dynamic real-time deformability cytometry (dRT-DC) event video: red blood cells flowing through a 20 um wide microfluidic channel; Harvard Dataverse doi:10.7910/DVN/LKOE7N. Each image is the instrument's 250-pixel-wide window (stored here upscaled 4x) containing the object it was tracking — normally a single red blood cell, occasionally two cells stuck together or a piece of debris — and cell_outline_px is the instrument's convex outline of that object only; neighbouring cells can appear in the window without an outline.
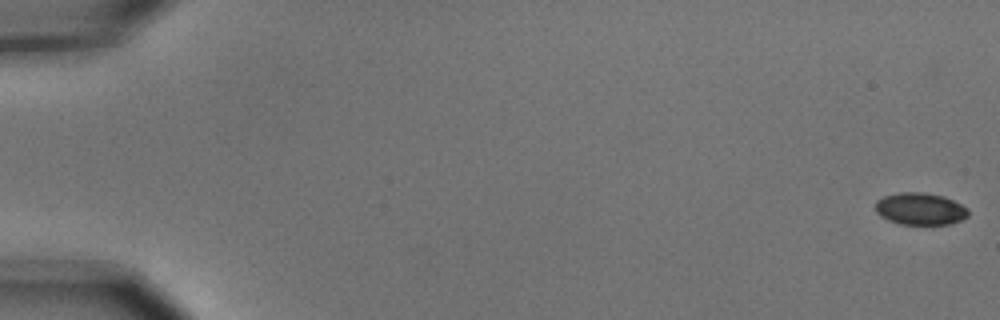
{"species": "common noctule bat (a hibernating species)", "species_latin": "Nyctalus noctula", "temperature_condition": "cold", "stored_images_in_passage": 6, "camera_frame_rate_fps": 3000, "um_per_image_px": 0.085, "animal": {"sex": "male", "body_mass_g": 15.6}, "frame": {"image": 1, "passage_image": 1, "time_ms": 0.0, "image_size_px": [1000, 320], "cell_outline_px": [[968, 216], [960, 220], [948, 224], [900, 224], [888, 220], [880, 216], [876, 212], [876, 200], [884, 196], [900, 192], [924, 192], [944, 196], [968, 208]], "centroid_in_image_um": [78.2, 17.74], "position_along_channel_um": 6.8, "area_um2": 17.34}}
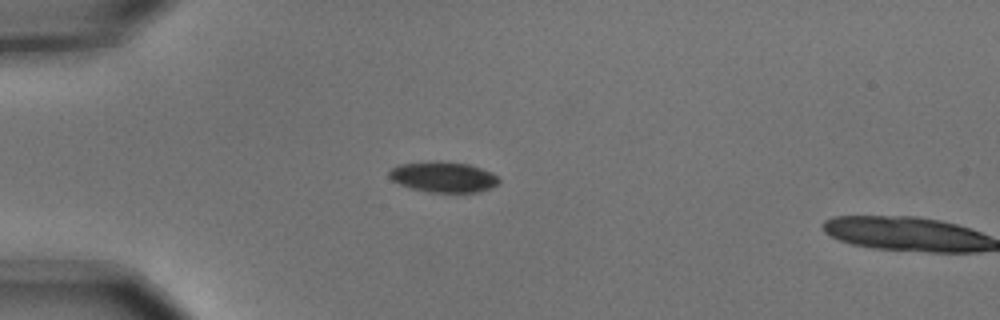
{"frame": {"image": 2, "passage_image": 5, "time_ms": 1.333, "image_size_px": [1000, 320], "cell_outline_px": [[500, 180], [492, 188], [480, 192], [428, 192], [412, 188], [400, 184], [392, 180], [388, 176], [388, 172], [396, 164], [468, 164], [492, 172]], "centroid_in_image_um": [37.7, 15.1], "position_along_channel_um": 47.3, "area_um2": 18.67}}